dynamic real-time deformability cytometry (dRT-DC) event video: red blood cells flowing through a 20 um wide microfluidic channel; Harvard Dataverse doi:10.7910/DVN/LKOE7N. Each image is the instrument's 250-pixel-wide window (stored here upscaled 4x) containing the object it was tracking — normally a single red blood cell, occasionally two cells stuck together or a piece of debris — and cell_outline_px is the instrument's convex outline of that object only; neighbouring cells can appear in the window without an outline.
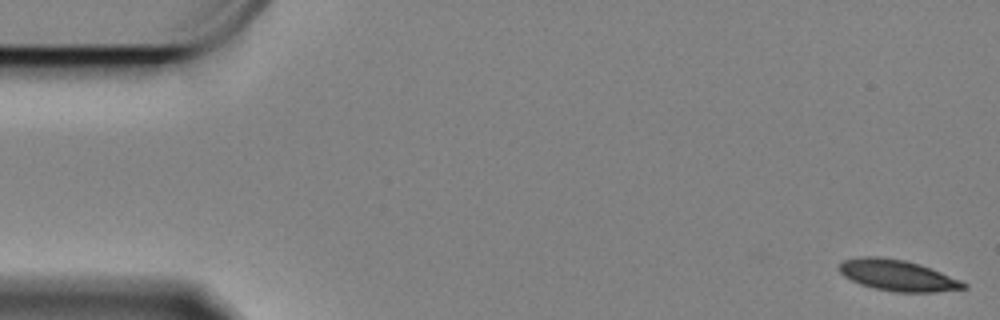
{"species": "Egyptian fruit bat (a non-hibernating species)", "species_latin": "Rousettus aegyptiacus", "temperature_condition": "cold", "stored_images_in_passage": 15, "camera_frame_rate_fps": 3000, "um_per_image_px": 0.085, "animal": {"sex": "female"}, "frame": {"image": 1, "passage_image": 1, "time_ms": 0.0, "image_size_px": [1000, 320], "cell_outline_px": [[968, 288], [936, 292], [896, 292], [876, 288], [860, 284], [844, 276], [836, 268], [844, 260], [864, 256], [876, 256], [904, 260], [920, 264], [960, 280], [968, 284]], "centroid_in_image_um": [76.3, 23.41], "position_along_channel_um": 8.7, "area_um2": 22.37}}
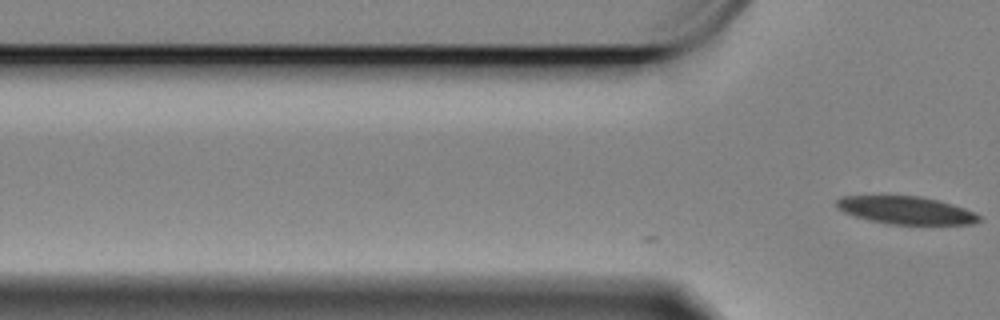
{"frame": {"image": 2, "passage_image": 15, "time_ms": 4.667, "image_size_px": [1000, 320], "cell_outline_px": [[980, 220], [972, 224], [888, 224], [868, 220], [844, 212], [836, 208], [836, 200], [844, 196], [920, 196], [952, 204], [976, 212], [980, 216]], "centroid_in_image_um": [77.01, 17.87], "position_along_channel_um": 48.8, "area_um2": 22.89}}